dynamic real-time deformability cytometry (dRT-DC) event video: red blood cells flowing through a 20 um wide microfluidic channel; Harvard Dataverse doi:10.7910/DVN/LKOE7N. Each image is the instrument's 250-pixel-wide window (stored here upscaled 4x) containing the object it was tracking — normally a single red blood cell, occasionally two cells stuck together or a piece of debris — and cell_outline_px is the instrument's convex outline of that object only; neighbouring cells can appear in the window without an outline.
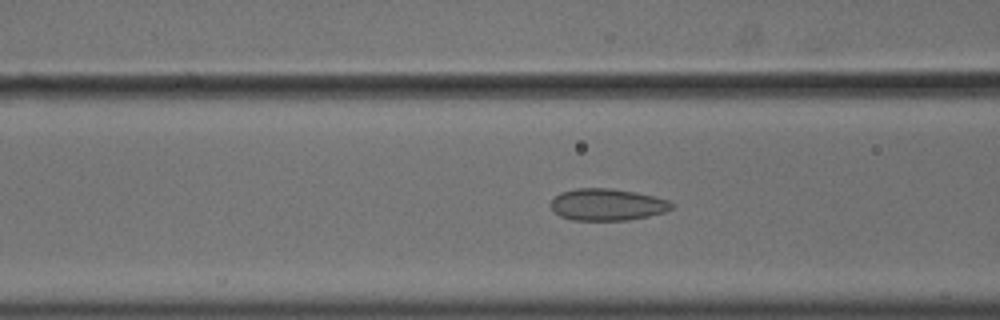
{"species": "common noctule bat (a hibernating species)", "species_latin": "Nyctalus noctula", "temperature_condition": "cold", "stored_images_in_passage": 56, "camera_frame_rate_fps": 3000, "um_per_image_px": 0.085, "animal": {"sex": "male", "body_mass_g": 18.8}, "frame": {"image": 1, "passage_image": 23, "time_ms": 7.333, "image_size_px": [1000, 320], "cell_outline_px": [[672, 208], [664, 212], [648, 216], [628, 220], [572, 220], [560, 216], [552, 212], [552, 196], [560, 192], [576, 188], [612, 188], [636, 192], [668, 200], [672, 204]], "centroid_in_image_um": [51.56, 17.38], "position_along_channel_um": 115.0, "area_um2": 22.48}}
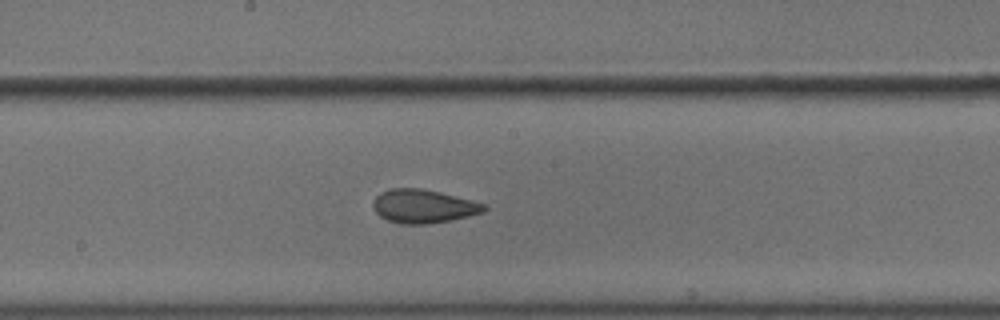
{"frame": {"image": 2, "passage_image": 31, "time_ms": 10.0, "image_size_px": [1000, 320], "cell_outline_px": [[488, 208], [484, 212], [452, 220], [428, 224], [400, 224], [388, 220], [380, 216], [372, 208], [372, 204], [376, 196], [380, 192], [388, 188], [420, 188], [440, 192], [488, 204]], "centroid_in_image_um": [35.99, 17.53], "position_along_channel_um": 212.2, "area_um2": 21.96}}
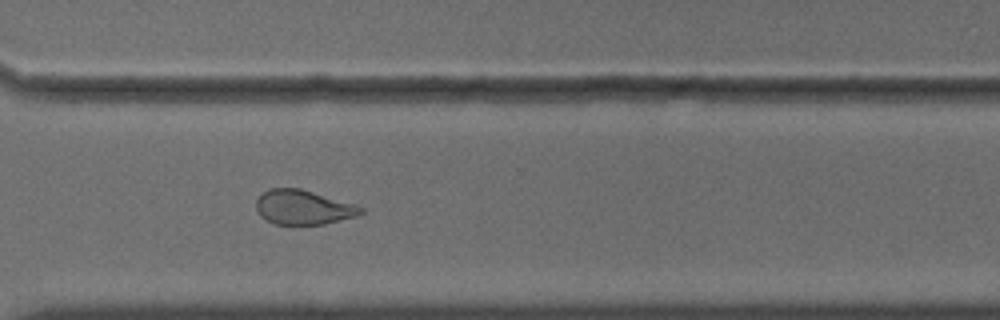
{"frame": {"image": 3, "passage_image": 42, "time_ms": 13.667, "image_size_px": [1000, 320], "cell_outline_px": [[364, 212], [356, 216], [324, 224], [276, 224], [260, 216], [256, 208], [256, 200], [268, 188], [300, 188], [356, 204], [364, 208]], "centroid_in_image_um": [25.79, 17.61], "position_along_channel_um": 344.8, "area_um2": 20.98}, "authors_computed_cell_mechanics": {"area_um2": 23.4668, "velocity_mm_per_s": 3.6236, "shape_relaxation_time_tau1_ms": null, "shape_relaxation_time_tau2_ms": 1.3009, "deformation_change_tau1": null, "deformation_change_tau2": 0.0782}}